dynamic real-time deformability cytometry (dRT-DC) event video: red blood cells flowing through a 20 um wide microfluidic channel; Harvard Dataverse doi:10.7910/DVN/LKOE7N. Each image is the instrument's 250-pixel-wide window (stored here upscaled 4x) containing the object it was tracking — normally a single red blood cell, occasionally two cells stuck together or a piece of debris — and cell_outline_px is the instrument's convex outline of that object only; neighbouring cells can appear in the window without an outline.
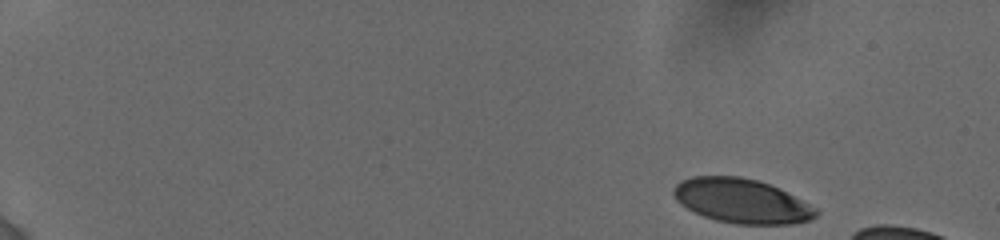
{"species": "human", "species_latin": "Homo sapiens", "temperature_condition": "cold", "stored_images_in_passage": 22, "camera_frame_rate_fps": 3000, "um_per_image_px": 0.085, "donor": {"sex": "female"}, "frame": {"image": 1, "passage_image": 1, "time_ms": 0.0, "image_size_px": [1000, 240], "cell_outline_px": [[820, 212], [816, 216], [808, 220], [788, 224], [740, 224], [716, 220], [704, 216], [680, 204], [676, 200], [672, 192], [672, 188], [680, 180], [692, 176], [740, 176], [756, 180], [780, 188], [816, 208]], "centroid_in_image_um": [63.01, 17.06], "position_along_channel_um": 22.0, "area_um2": 36.7}}